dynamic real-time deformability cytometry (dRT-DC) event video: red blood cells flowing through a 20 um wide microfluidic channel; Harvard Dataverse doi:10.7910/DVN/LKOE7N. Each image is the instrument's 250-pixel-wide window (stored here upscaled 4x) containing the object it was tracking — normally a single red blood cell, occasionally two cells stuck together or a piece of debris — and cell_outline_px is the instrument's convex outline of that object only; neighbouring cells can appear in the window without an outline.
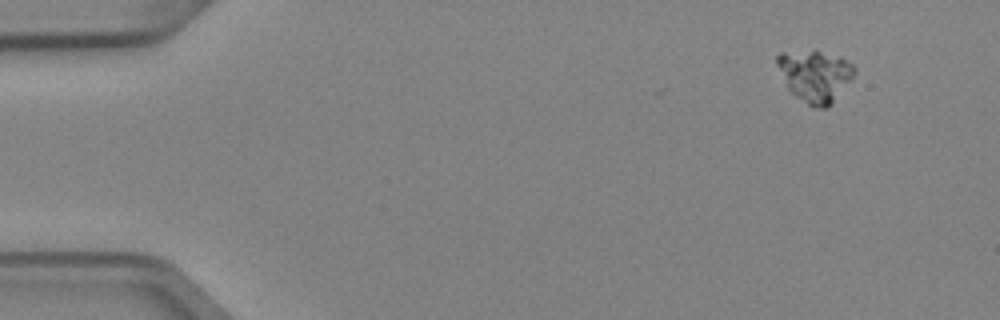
{"species": "Egyptian fruit bat (a non-hibernating species)", "species_latin": "Rousettus aegyptiacus", "temperature_condition": "cold", "stored_images_in_passage": 6, "camera_frame_rate_fps": 3000, "um_per_image_px": 0.085, "animal": {"sex": "female"}, "frame": {"image": 1, "passage_image": 2, "time_ms": 0.333, "image_size_px": [1000, 320], "cell_outline_px": [[856, 72], [832, 104], [828, 108], [820, 108], [808, 104], [796, 96], [788, 88], [776, 64], [776, 56], [780, 52], [816, 48], [840, 56], [852, 64], [856, 68]], "centroid_in_image_um": [69.28, 6.38], "position_along_channel_um": 15.7, "area_um2": 23.64}}
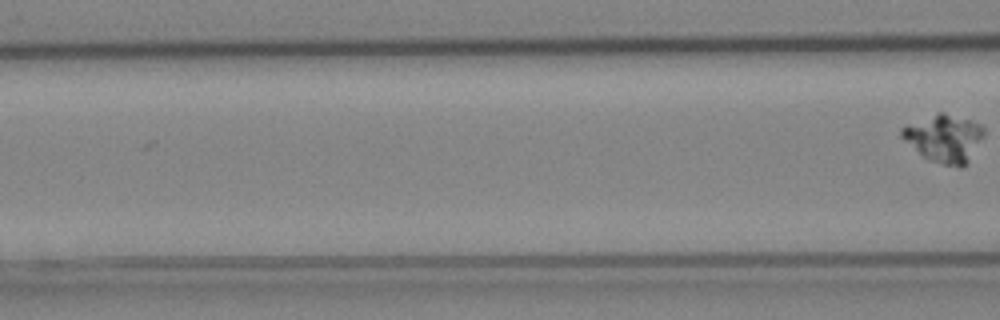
{"frame": {"image": 2, "passage_image": 6, "time_ms": 1.667, "image_size_px": [1000, 320], "cell_outline_px": [[984, 136], [964, 168], [960, 168], [928, 160], [904, 140], [900, 136], [900, 128], [908, 124], [940, 112], [944, 112], [972, 120], [980, 124], [984, 128]], "centroid_in_image_um": [80.27, 11.76], "position_along_channel_um": 86.3, "area_um2": 22.77}}